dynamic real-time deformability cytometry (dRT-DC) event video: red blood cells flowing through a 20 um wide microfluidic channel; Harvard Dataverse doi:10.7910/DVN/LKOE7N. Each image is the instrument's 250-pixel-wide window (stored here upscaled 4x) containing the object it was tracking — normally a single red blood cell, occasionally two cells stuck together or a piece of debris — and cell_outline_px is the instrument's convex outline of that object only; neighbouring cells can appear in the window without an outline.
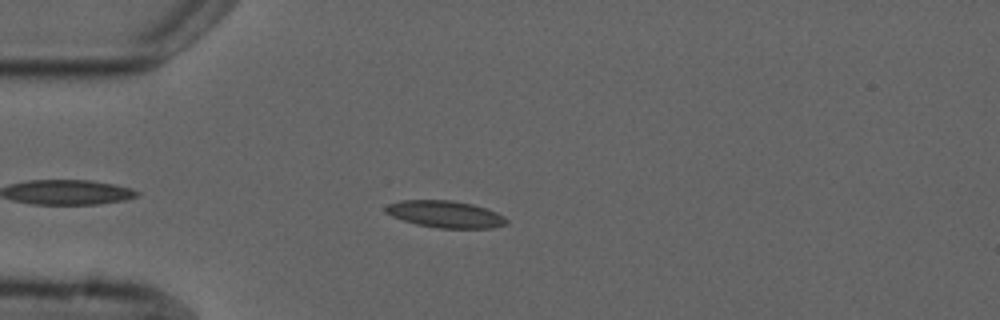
{"species": "common noctule bat (a hibernating species)", "species_latin": "Nyctalus noctula", "temperature_condition": "cold", "stored_images_in_passage": 2, "camera_frame_rate_fps": 3000, "um_per_image_px": 0.085, "animal": {"sex": "male", "forearm_length_mm": 52.5}, "frame": {"image": 1, "passage_image": 2, "time_ms": 1.0, "image_size_px": [1000, 320], "cell_outline_px": [[508, 224], [492, 228], [436, 228], [416, 224], [392, 216], [384, 212], [384, 208], [388, 204], [400, 200], [452, 200], [472, 204], [496, 212], [504, 216], [508, 220]], "centroid_in_image_um": [37.84, 18.21], "position_along_channel_um": 47.2, "area_um2": 19.02}}